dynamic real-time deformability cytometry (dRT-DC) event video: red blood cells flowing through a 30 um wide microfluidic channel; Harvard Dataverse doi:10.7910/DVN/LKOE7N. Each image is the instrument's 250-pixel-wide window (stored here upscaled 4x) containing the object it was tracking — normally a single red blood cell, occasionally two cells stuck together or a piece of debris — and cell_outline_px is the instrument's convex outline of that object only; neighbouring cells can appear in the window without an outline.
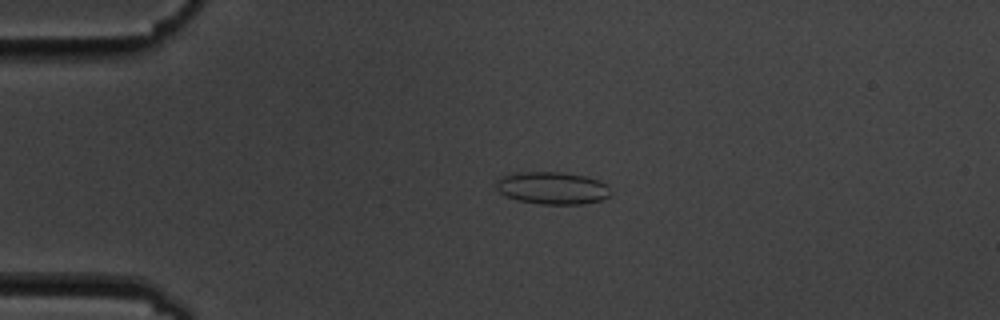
{"species": "common noctule bat (a hibernating species)", "species_latin": "Nyctalus noctula", "temperature_condition": "cold", "stored_images_in_passage": 2, "camera_frame_rate_fps": 3000, "um_per_image_px": 0.085, "animal": {"sex": "male", "body_mass_g": 19.5, "forearm_length_mm": 54.6}, "frame": {"image": 1, "passage_image": 1, "time_ms": 0.0, "image_size_px": [1000, 320], "cell_outline_px": [[608, 196], [600, 200], [580, 204], [540, 204], [516, 200], [500, 192], [496, 188], [496, 180], [500, 176], [516, 172], [564, 172], [584, 176], [600, 180], [608, 188]], "centroid_in_image_um": [46.89, 15.97], "position_along_channel_um": 38.1, "area_um2": 21.5}}